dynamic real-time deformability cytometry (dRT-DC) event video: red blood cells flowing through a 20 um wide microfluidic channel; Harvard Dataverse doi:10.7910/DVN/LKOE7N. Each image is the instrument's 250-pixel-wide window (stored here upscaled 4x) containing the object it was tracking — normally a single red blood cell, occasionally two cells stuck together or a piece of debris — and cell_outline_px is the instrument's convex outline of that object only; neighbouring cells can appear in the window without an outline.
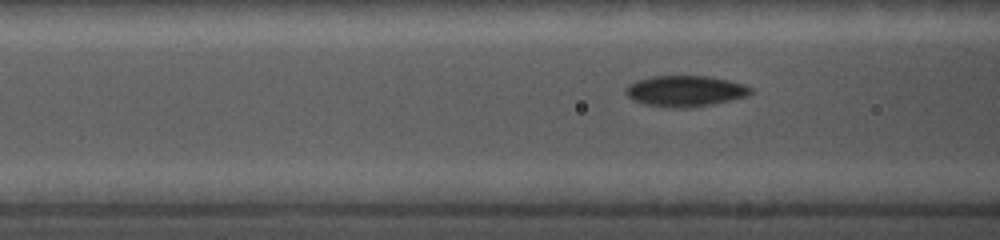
{"species": "common noctule bat (a hibernating species)", "species_latin": "Nyctalus noctula", "temperature_condition": "cold", "stored_images_in_passage": 36, "camera_frame_rate_fps": 5000, "um_per_image_px": 0.085, "animal": {"sex": "female", "body_mass_g": 19.0, "forearm_length_mm": 56.7}, "frame": {"image": 1, "passage_image": 8, "time_ms": 1.2, "image_size_px": [1000, 240], "cell_outline_px": [[752, 92], [748, 96], [712, 104], [688, 108], [668, 108], [644, 104], [632, 100], [624, 92], [624, 88], [628, 84], [636, 80], [652, 76], [708, 76], [728, 80], [744, 84], [752, 88]], "centroid_in_image_um": [58.21, 7.74], "position_along_channel_um": 108.4, "area_um2": 22.77}}
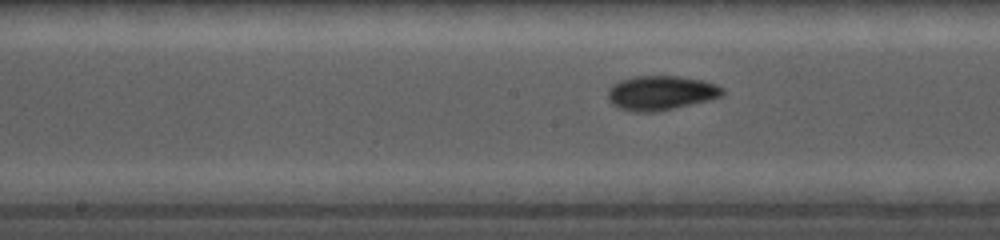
{"frame": {"image": 2, "passage_image": 21, "time_ms": 3.4, "image_size_px": [1000, 240], "cell_outline_px": [[724, 92], [720, 96], [708, 100], [672, 108], [652, 112], [632, 112], [620, 108], [612, 104], [608, 100], [608, 88], [612, 84], [620, 80], [632, 76], [680, 76], [700, 80], [716, 84], [724, 88]], "centroid_in_image_um": [56.12, 7.88], "position_along_channel_um": 192.1, "area_um2": 22.89}}
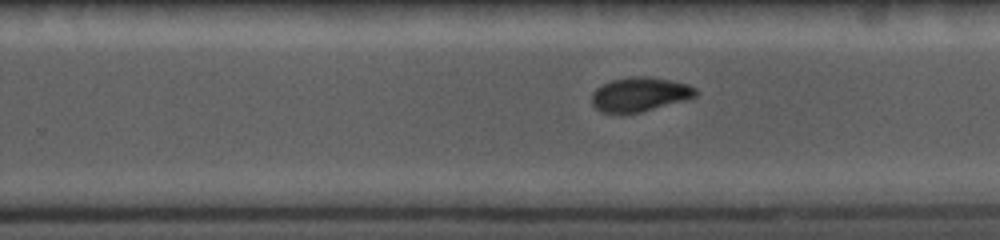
{"frame": {"image": 3, "passage_image": 35, "time_ms": 5.6, "image_size_px": [1000, 240], "cell_outline_px": [[700, 92], [696, 96], [640, 112], [600, 112], [592, 104], [592, 92], [600, 84], [612, 80], [628, 76], [652, 76], [672, 80], [688, 84], [696, 88]], "centroid_in_image_um": [54.37, 7.98], "position_along_channel_um": 275.4, "area_um2": 20.69}}